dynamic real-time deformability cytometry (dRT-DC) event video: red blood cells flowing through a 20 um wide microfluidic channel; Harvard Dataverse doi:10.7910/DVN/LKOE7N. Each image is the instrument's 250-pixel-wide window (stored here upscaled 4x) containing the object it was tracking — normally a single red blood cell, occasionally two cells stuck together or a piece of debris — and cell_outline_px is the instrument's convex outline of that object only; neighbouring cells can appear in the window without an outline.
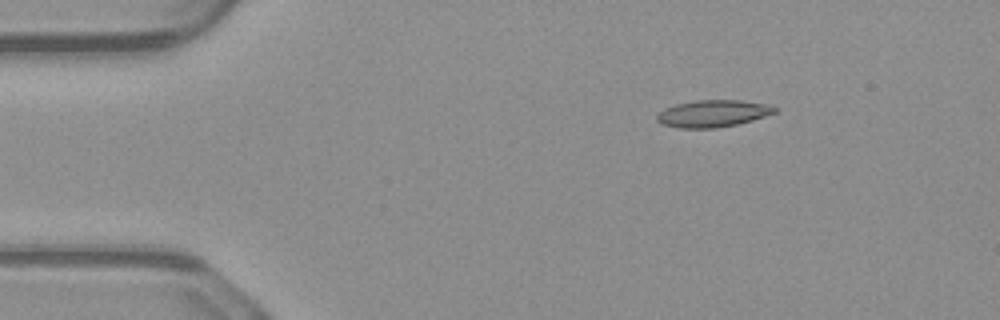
{"species": "common noctule bat (a hibernating species)", "species_latin": "Nyctalus noctula", "temperature_condition": "warm", "stored_images_in_passage": 12, "camera_frame_rate_fps": 3000, "um_per_image_px": 0.085, "animal": {"sex": "male", "body_mass_g": 23.1, "forearm_length_mm": 52.7}, "frame": {"image": 1, "passage_image": 1, "time_ms": 0.0, "image_size_px": [1000, 320], "cell_outline_px": [[776, 112], [752, 120], [736, 124], [716, 128], [680, 128], [660, 124], [656, 120], [656, 116], [664, 108], [676, 104], [696, 100], [740, 100], [768, 104], [776, 108]], "centroid_in_image_um": [60.56, 9.65], "position_along_channel_um": 24.4, "area_um2": 18.5}}
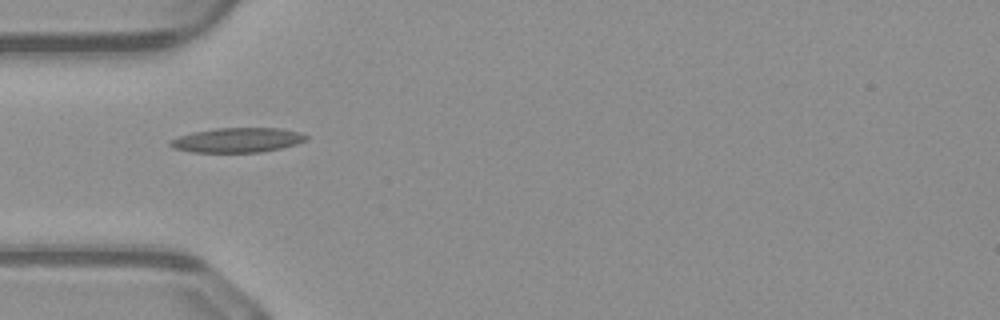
{"frame": {"image": 2, "passage_image": 9, "time_ms": 2.667, "image_size_px": [1000, 320], "cell_outline_px": [[308, 140], [296, 144], [280, 148], [260, 152], [192, 152], [172, 148], [168, 144], [168, 140], [192, 132], [216, 128], [280, 128], [300, 132], [308, 136]], "centroid_in_image_um": [20.16, 11.9], "position_along_channel_um": 64.8, "area_um2": 19.59}}
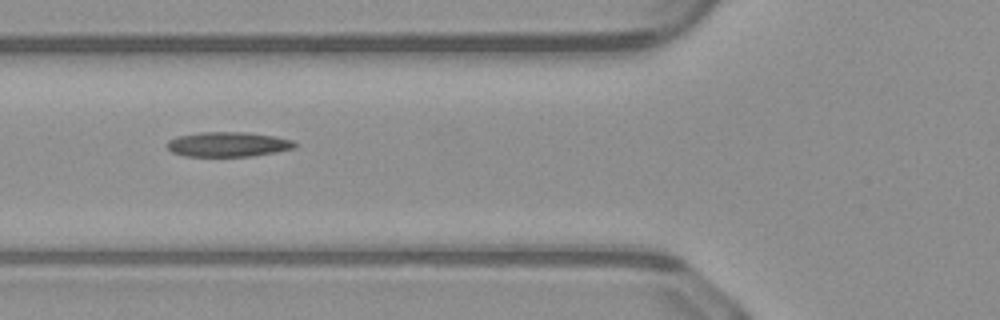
{"frame": {"image": 3, "passage_image": 12, "time_ms": 3.667, "image_size_px": [1000, 320], "cell_outline_px": [[296, 148], [276, 152], [252, 156], [184, 156], [172, 152], [168, 148], [168, 140], [176, 136], [200, 132], [244, 132], [276, 136], [292, 140], [296, 144]], "centroid_in_image_um": [19.39, 12.26], "position_along_channel_um": 106.4, "area_um2": 18.5}}